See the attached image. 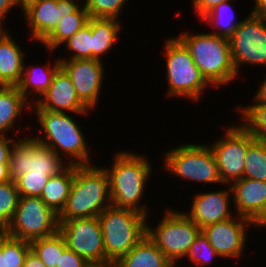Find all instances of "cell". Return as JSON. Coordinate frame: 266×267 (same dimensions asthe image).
Returning <instances> with one entry per match:
<instances>
[{
	"label": "cell",
	"instance_id": "1",
	"mask_svg": "<svg viewBox=\"0 0 266 267\" xmlns=\"http://www.w3.org/2000/svg\"><path fill=\"white\" fill-rule=\"evenodd\" d=\"M113 158L109 168L103 167L109 179L112 206L132 209L148 218L149 208L140 202L152 176V161L130 150L115 153Z\"/></svg>",
	"mask_w": 266,
	"mask_h": 267
},
{
	"label": "cell",
	"instance_id": "2",
	"mask_svg": "<svg viewBox=\"0 0 266 267\" xmlns=\"http://www.w3.org/2000/svg\"><path fill=\"white\" fill-rule=\"evenodd\" d=\"M31 111L32 114L35 112L38 125L42 128L39 132L44 133L42 138L41 135L33 136L37 141L61 158L66 157L68 165H91L88 141L76 119L69 113L51 112L40 107H31Z\"/></svg>",
	"mask_w": 266,
	"mask_h": 267
},
{
	"label": "cell",
	"instance_id": "3",
	"mask_svg": "<svg viewBox=\"0 0 266 267\" xmlns=\"http://www.w3.org/2000/svg\"><path fill=\"white\" fill-rule=\"evenodd\" d=\"M112 205L109 179L103 167L74 165V179L58 220L98 217Z\"/></svg>",
	"mask_w": 266,
	"mask_h": 267
},
{
	"label": "cell",
	"instance_id": "4",
	"mask_svg": "<svg viewBox=\"0 0 266 267\" xmlns=\"http://www.w3.org/2000/svg\"><path fill=\"white\" fill-rule=\"evenodd\" d=\"M193 33L182 31L178 38L189 49L195 65L213 88L219 89L240 76L235 71L228 38L210 32Z\"/></svg>",
	"mask_w": 266,
	"mask_h": 267
},
{
	"label": "cell",
	"instance_id": "5",
	"mask_svg": "<svg viewBox=\"0 0 266 267\" xmlns=\"http://www.w3.org/2000/svg\"><path fill=\"white\" fill-rule=\"evenodd\" d=\"M107 261L117 262L145 235L148 218L142 213L109 206L98 216Z\"/></svg>",
	"mask_w": 266,
	"mask_h": 267
},
{
	"label": "cell",
	"instance_id": "6",
	"mask_svg": "<svg viewBox=\"0 0 266 267\" xmlns=\"http://www.w3.org/2000/svg\"><path fill=\"white\" fill-rule=\"evenodd\" d=\"M166 57L167 96L185 97L189 101H199L205 88L211 85L195 65L189 49L178 38L172 37L163 42Z\"/></svg>",
	"mask_w": 266,
	"mask_h": 267
},
{
	"label": "cell",
	"instance_id": "7",
	"mask_svg": "<svg viewBox=\"0 0 266 267\" xmlns=\"http://www.w3.org/2000/svg\"><path fill=\"white\" fill-rule=\"evenodd\" d=\"M202 229L192 221L184 210L166 209L159 224L152 228L146 222V235L175 266L185 258Z\"/></svg>",
	"mask_w": 266,
	"mask_h": 267
},
{
	"label": "cell",
	"instance_id": "8",
	"mask_svg": "<svg viewBox=\"0 0 266 267\" xmlns=\"http://www.w3.org/2000/svg\"><path fill=\"white\" fill-rule=\"evenodd\" d=\"M162 168L190 182L223 185L214 154L208 144L186 143L164 153Z\"/></svg>",
	"mask_w": 266,
	"mask_h": 267
},
{
	"label": "cell",
	"instance_id": "9",
	"mask_svg": "<svg viewBox=\"0 0 266 267\" xmlns=\"http://www.w3.org/2000/svg\"><path fill=\"white\" fill-rule=\"evenodd\" d=\"M59 231L58 214L40 197L20 196L10 223L4 234L26 241L48 237Z\"/></svg>",
	"mask_w": 266,
	"mask_h": 267
},
{
	"label": "cell",
	"instance_id": "10",
	"mask_svg": "<svg viewBox=\"0 0 266 267\" xmlns=\"http://www.w3.org/2000/svg\"><path fill=\"white\" fill-rule=\"evenodd\" d=\"M25 137L16 140L10 152L9 170L12 181L15 182L20 176L30 172L51 177L68 166L66 161L48 146L41 144L34 137Z\"/></svg>",
	"mask_w": 266,
	"mask_h": 267
},
{
	"label": "cell",
	"instance_id": "11",
	"mask_svg": "<svg viewBox=\"0 0 266 267\" xmlns=\"http://www.w3.org/2000/svg\"><path fill=\"white\" fill-rule=\"evenodd\" d=\"M232 125L223 129L225 136H221L209 146L214 154L223 186L243 178L244 158L248 146L255 140L241 124Z\"/></svg>",
	"mask_w": 266,
	"mask_h": 267
},
{
	"label": "cell",
	"instance_id": "12",
	"mask_svg": "<svg viewBox=\"0 0 266 267\" xmlns=\"http://www.w3.org/2000/svg\"><path fill=\"white\" fill-rule=\"evenodd\" d=\"M229 45L237 75L241 65L266 66V18L247 15L229 38Z\"/></svg>",
	"mask_w": 266,
	"mask_h": 267
},
{
	"label": "cell",
	"instance_id": "13",
	"mask_svg": "<svg viewBox=\"0 0 266 267\" xmlns=\"http://www.w3.org/2000/svg\"><path fill=\"white\" fill-rule=\"evenodd\" d=\"M58 221L59 232L64 236L68 248L88 263L107 261L98 217Z\"/></svg>",
	"mask_w": 266,
	"mask_h": 267
},
{
	"label": "cell",
	"instance_id": "14",
	"mask_svg": "<svg viewBox=\"0 0 266 267\" xmlns=\"http://www.w3.org/2000/svg\"><path fill=\"white\" fill-rule=\"evenodd\" d=\"M60 67L73 82L80 101L90 110L96 107L102 90L104 64L97 59L60 60Z\"/></svg>",
	"mask_w": 266,
	"mask_h": 267
},
{
	"label": "cell",
	"instance_id": "15",
	"mask_svg": "<svg viewBox=\"0 0 266 267\" xmlns=\"http://www.w3.org/2000/svg\"><path fill=\"white\" fill-rule=\"evenodd\" d=\"M248 226H251L249 219L235 215L227 220L209 224L202 228V231L221 258L239 259L246 250V242L249 241Z\"/></svg>",
	"mask_w": 266,
	"mask_h": 267
},
{
	"label": "cell",
	"instance_id": "16",
	"mask_svg": "<svg viewBox=\"0 0 266 267\" xmlns=\"http://www.w3.org/2000/svg\"><path fill=\"white\" fill-rule=\"evenodd\" d=\"M79 0H40L24 13L30 40L41 43L57 26L64 13H75ZM80 4V5H79Z\"/></svg>",
	"mask_w": 266,
	"mask_h": 267
},
{
	"label": "cell",
	"instance_id": "17",
	"mask_svg": "<svg viewBox=\"0 0 266 267\" xmlns=\"http://www.w3.org/2000/svg\"><path fill=\"white\" fill-rule=\"evenodd\" d=\"M31 107L83 116L90 111L78 98L73 82L61 67L54 74L49 89Z\"/></svg>",
	"mask_w": 266,
	"mask_h": 267
},
{
	"label": "cell",
	"instance_id": "18",
	"mask_svg": "<svg viewBox=\"0 0 266 267\" xmlns=\"http://www.w3.org/2000/svg\"><path fill=\"white\" fill-rule=\"evenodd\" d=\"M231 198L233 195L229 185L228 189H219V191H200L194 195L190 211H184V213L202 229L209 224L221 222L236 215L230 209L233 201Z\"/></svg>",
	"mask_w": 266,
	"mask_h": 267
},
{
	"label": "cell",
	"instance_id": "19",
	"mask_svg": "<svg viewBox=\"0 0 266 267\" xmlns=\"http://www.w3.org/2000/svg\"><path fill=\"white\" fill-rule=\"evenodd\" d=\"M236 215L251 220L266 200V182L242 178L230 185Z\"/></svg>",
	"mask_w": 266,
	"mask_h": 267
},
{
	"label": "cell",
	"instance_id": "20",
	"mask_svg": "<svg viewBox=\"0 0 266 267\" xmlns=\"http://www.w3.org/2000/svg\"><path fill=\"white\" fill-rule=\"evenodd\" d=\"M49 62L50 61H48L45 66L38 65V67L34 65H32V67L30 65L29 67V65L24 63L22 78L17 85V88L31 105L34 104V101L37 102L38 98L40 99L49 89L54 74L60 68L59 58H57L53 64ZM31 94L34 95L30 98V96H32ZM34 96L36 97V100H34Z\"/></svg>",
	"mask_w": 266,
	"mask_h": 267
},
{
	"label": "cell",
	"instance_id": "21",
	"mask_svg": "<svg viewBox=\"0 0 266 267\" xmlns=\"http://www.w3.org/2000/svg\"><path fill=\"white\" fill-rule=\"evenodd\" d=\"M26 55L9 32L0 41V81L5 86H17L20 83Z\"/></svg>",
	"mask_w": 266,
	"mask_h": 267
},
{
	"label": "cell",
	"instance_id": "22",
	"mask_svg": "<svg viewBox=\"0 0 266 267\" xmlns=\"http://www.w3.org/2000/svg\"><path fill=\"white\" fill-rule=\"evenodd\" d=\"M117 265L118 267H175L147 235L121 257Z\"/></svg>",
	"mask_w": 266,
	"mask_h": 267
},
{
	"label": "cell",
	"instance_id": "23",
	"mask_svg": "<svg viewBox=\"0 0 266 267\" xmlns=\"http://www.w3.org/2000/svg\"><path fill=\"white\" fill-rule=\"evenodd\" d=\"M23 110L31 112V104L19 92L17 86H5L0 92V136H9L6 132L15 130L17 119Z\"/></svg>",
	"mask_w": 266,
	"mask_h": 267
},
{
	"label": "cell",
	"instance_id": "24",
	"mask_svg": "<svg viewBox=\"0 0 266 267\" xmlns=\"http://www.w3.org/2000/svg\"><path fill=\"white\" fill-rule=\"evenodd\" d=\"M120 21L113 18L91 17L92 59L103 61L104 54L109 53L116 45L122 30Z\"/></svg>",
	"mask_w": 266,
	"mask_h": 267
},
{
	"label": "cell",
	"instance_id": "25",
	"mask_svg": "<svg viewBox=\"0 0 266 267\" xmlns=\"http://www.w3.org/2000/svg\"><path fill=\"white\" fill-rule=\"evenodd\" d=\"M74 179V165H68L63 171L49 178L40 198L56 214L65 207Z\"/></svg>",
	"mask_w": 266,
	"mask_h": 267
},
{
	"label": "cell",
	"instance_id": "26",
	"mask_svg": "<svg viewBox=\"0 0 266 267\" xmlns=\"http://www.w3.org/2000/svg\"><path fill=\"white\" fill-rule=\"evenodd\" d=\"M90 16L84 4L75 13H64L55 29L41 42L48 51L61 47L78 30L87 25Z\"/></svg>",
	"mask_w": 266,
	"mask_h": 267
},
{
	"label": "cell",
	"instance_id": "27",
	"mask_svg": "<svg viewBox=\"0 0 266 267\" xmlns=\"http://www.w3.org/2000/svg\"><path fill=\"white\" fill-rule=\"evenodd\" d=\"M231 2L233 3V0L220 3L199 19L201 22L204 21L209 26H213V30H216L214 32L209 30L210 33L229 39L240 25L241 21H235L234 8Z\"/></svg>",
	"mask_w": 266,
	"mask_h": 267
},
{
	"label": "cell",
	"instance_id": "28",
	"mask_svg": "<svg viewBox=\"0 0 266 267\" xmlns=\"http://www.w3.org/2000/svg\"><path fill=\"white\" fill-rule=\"evenodd\" d=\"M31 250L47 267H56L60 255L67 248L64 236L58 231L54 235L30 241Z\"/></svg>",
	"mask_w": 266,
	"mask_h": 267
},
{
	"label": "cell",
	"instance_id": "29",
	"mask_svg": "<svg viewBox=\"0 0 266 267\" xmlns=\"http://www.w3.org/2000/svg\"><path fill=\"white\" fill-rule=\"evenodd\" d=\"M245 107L238 104L240 124L255 138L266 141V102H253ZM243 121V124H242Z\"/></svg>",
	"mask_w": 266,
	"mask_h": 267
},
{
	"label": "cell",
	"instance_id": "30",
	"mask_svg": "<svg viewBox=\"0 0 266 267\" xmlns=\"http://www.w3.org/2000/svg\"><path fill=\"white\" fill-rule=\"evenodd\" d=\"M243 178L266 182V141L255 139L248 146Z\"/></svg>",
	"mask_w": 266,
	"mask_h": 267
},
{
	"label": "cell",
	"instance_id": "31",
	"mask_svg": "<svg viewBox=\"0 0 266 267\" xmlns=\"http://www.w3.org/2000/svg\"><path fill=\"white\" fill-rule=\"evenodd\" d=\"M63 47L72 53L71 56L61 58L59 60H74V59H92V31H91V17L87 25L78 30L66 42ZM66 44V45H65Z\"/></svg>",
	"mask_w": 266,
	"mask_h": 267
},
{
	"label": "cell",
	"instance_id": "32",
	"mask_svg": "<svg viewBox=\"0 0 266 267\" xmlns=\"http://www.w3.org/2000/svg\"><path fill=\"white\" fill-rule=\"evenodd\" d=\"M30 250L29 241L15 239L2 232V255H4L5 267H23Z\"/></svg>",
	"mask_w": 266,
	"mask_h": 267
},
{
	"label": "cell",
	"instance_id": "33",
	"mask_svg": "<svg viewBox=\"0 0 266 267\" xmlns=\"http://www.w3.org/2000/svg\"><path fill=\"white\" fill-rule=\"evenodd\" d=\"M20 194L14 181L0 184V232L10 223L17 208Z\"/></svg>",
	"mask_w": 266,
	"mask_h": 267
},
{
	"label": "cell",
	"instance_id": "34",
	"mask_svg": "<svg viewBox=\"0 0 266 267\" xmlns=\"http://www.w3.org/2000/svg\"><path fill=\"white\" fill-rule=\"evenodd\" d=\"M185 257L190 262L192 261L191 263H194L196 267H206L215 259L214 257L220 256L217 254L216 249L209 243L208 237L201 231Z\"/></svg>",
	"mask_w": 266,
	"mask_h": 267
},
{
	"label": "cell",
	"instance_id": "35",
	"mask_svg": "<svg viewBox=\"0 0 266 267\" xmlns=\"http://www.w3.org/2000/svg\"><path fill=\"white\" fill-rule=\"evenodd\" d=\"M129 0H85L83 3L90 17L120 19V14Z\"/></svg>",
	"mask_w": 266,
	"mask_h": 267
},
{
	"label": "cell",
	"instance_id": "36",
	"mask_svg": "<svg viewBox=\"0 0 266 267\" xmlns=\"http://www.w3.org/2000/svg\"><path fill=\"white\" fill-rule=\"evenodd\" d=\"M49 178L47 174L30 172L20 176L15 183L20 196L40 197Z\"/></svg>",
	"mask_w": 266,
	"mask_h": 267
},
{
	"label": "cell",
	"instance_id": "37",
	"mask_svg": "<svg viewBox=\"0 0 266 267\" xmlns=\"http://www.w3.org/2000/svg\"><path fill=\"white\" fill-rule=\"evenodd\" d=\"M87 264L88 262L84 258L67 247L60 255V260L56 267H86Z\"/></svg>",
	"mask_w": 266,
	"mask_h": 267
},
{
	"label": "cell",
	"instance_id": "38",
	"mask_svg": "<svg viewBox=\"0 0 266 267\" xmlns=\"http://www.w3.org/2000/svg\"><path fill=\"white\" fill-rule=\"evenodd\" d=\"M227 0H192L193 11L200 19L203 15L208 13L215 6Z\"/></svg>",
	"mask_w": 266,
	"mask_h": 267
},
{
	"label": "cell",
	"instance_id": "39",
	"mask_svg": "<svg viewBox=\"0 0 266 267\" xmlns=\"http://www.w3.org/2000/svg\"><path fill=\"white\" fill-rule=\"evenodd\" d=\"M17 139L18 137L13 139L11 136H0V163H9L10 152Z\"/></svg>",
	"mask_w": 266,
	"mask_h": 267
},
{
	"label": "cell",
	"instance_id": "40",
	"mask_svg": "<svg viewBox=\"0 0 266 267\" xmlns=\"http://www.w3.org/2000/svg\"><path fill=\"white\" fill-rule=\"evenodd\" d=\"M251 227L266 228V200L262 204L257 214L250 220Z\"/></svg>",
	"mask_w": 266,
	"mask_h": 267
},
{
	"label": "cell",
	"instance_id": "41",
	"mask_svg": "<svg viewBox=\"0 0 266 267\" xmlns=\"http://www.w3.org/2000/svg\"><path fill=\"white\" fill-rule=\"evenodd\" d=\"M15 7V0H0V24H4L5 16L7 17V14L10 15L11 9H14Z\"/></svg>",
	"mask_w": 266,
	"mask_h": 267
},
{
	"label": "cell",
	"instance_id": "42",
	"mask_svg": "<svg viewBox=\"0 0 266 267\" xmlns=\"http://www.w3.org/2000/svg\"><path fill=\"white\" fill-rule=\"evenodd\" d=\"M23 267H47L38 256L30 250L26 255Z\"/></svg>",
	"mask_w": 266,
	"mask_h": 267
},
{
	"label": "cell",
	"instance_id": "43",
	"mask_svg": "<svg viewBox=\"0 0 266 267\" xmlns=\"http://www.w3.org/2000/svg\"><path fill=\"white\" fill-rule=\"evenodd\" d=\"M252 14L266 18V0H254Z\"/></svg>",
	"mask_w": 266,
	"mask_h": 267
},
{
	"label": "cell",
	"instance_id": "44",
	"mask_svg": "<svg viewBox=\"0 0 266 267\" xmlns=\"http://www.w3.org/2000/svg\"><path fill=\"white\" fill-rule=\"evenodd\" d=\"M264 81L261 83V86L258 88L257 93L255 94L253 101L254 102H266V76Z\"/></svg>",
	"mask_w": 266,
	"mask_h": 267
},
{
	"label": "cell",
	"instance_id": "45",
	"mask_svg": "<svg viewBox=\"0 0 266 267\" xmlns=\"http://www.w3.org/2000/svg\"><path fill=\"white\" fill-rule=\"evenodd\" d=\"M11 181L9 163H0V184Z\"/></svg>",
	"mask_w": 266,
	"mask_h": 267
},
{
	"label": "cell",
	"instance_id": "46",
	"mask_svg": "<svg viewBox=\"0 0 266 267\" xmlns=\"http://www.w3.org/2000/svg\"><path fill=\"white\" fill-rule=\"evenodd\" d=\"M40 0H15V7L22 9L23 14L30 9L32 6L36 5Z\"/></svg>",
	"mask_w": 266,
	"mask_h": 267
},
{
	"label": "cell",
	"instance_id": "47",
	"mask_svg": "<svg viewBox=\"0 0 266 267\" xmlns=\"http://www.w3.org/2000/svg\"><path fill=\"white\" fill-rule=\"evenodd\" d=\"M86 267H118V265L115 261H104L88 263Z\"/></svg>",
	"mask_w": 266,
	"mask_h": 267
},
{
	"label": "cell",
	"instance_id": "48",
	"mask_svg": "<svg viewBox=\"0 0 266 267\" xmlns=\"http://www.w3.org/2000/svg\"><path fill=\"white\" fill-rule=\"evenodd\" d=\"M0 267H5L4 255H2V232H0Z\"/></svg>",
	"mask_w": 266,
	"mask_h": 267
},
{
	"label": "cell",
	"instance_id": "49",
	"mask_svg": "<svg viewBox=\"0 0 266 267\" xmlns=\"http://www.w3.org/2000/svg\"><path fill=\"white\" fill-rule=\"evenodd\" d=\"M5 26H3V24H0V41L8 34L7 32L9 30H6L4 28Z\"/></svg>",
	"mask_w": 266,
	"mask_h": 267
},
{
	"label": "cell",
	"instance_id": "50",
	"mask_svg": "<svg viewBox=\"0 0 266 267\" xmlns=\"http://www.w3.org/2000/svg\"><path fill=\"white\" fill-rule=\"evenodd\" d=\"M5 85L0 81V92L4 89Z\"/></svg>",
	"mask_w": 266,
	"mask_h": 267
}]
</instances>
